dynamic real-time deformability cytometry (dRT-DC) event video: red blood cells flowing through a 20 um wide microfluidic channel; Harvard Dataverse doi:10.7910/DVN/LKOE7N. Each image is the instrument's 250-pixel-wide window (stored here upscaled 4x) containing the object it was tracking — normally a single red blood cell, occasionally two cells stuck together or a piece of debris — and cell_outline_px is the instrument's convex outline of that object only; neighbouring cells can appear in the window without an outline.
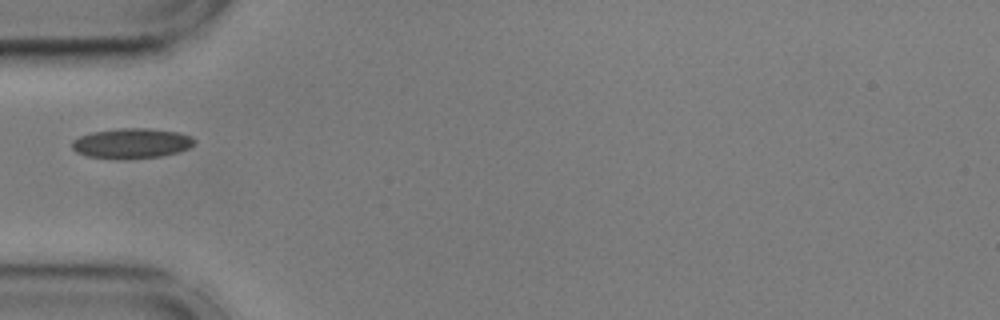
{"species": "common noctule bat (a hibernating species)", "species_latin": "Nyctalus noctula", "temperature_condition": "cold", "stored_images_in_passage": 39, "camera_frame_rate_fps": 3000, "um_per_image_px": 0.085, "animal": {"sex": "male", "body_mass_g": 17.9, "forearm_length_mm": 54.2}, "frame": {"image": 1, "passage_image": 1, "time_ms": 0.0, "image_size_px": [1000, 320], "cell_outline_px": [[196, 140], [188, 148], [176, 152], [160, 156], [116, 160], [88, 156], [76, 152], [72, 148], [72, 140], [80, 136], [92, 132], [120, 128], [148, 128], [176, 132], [192, 136]], "centroid_in_image_um": [11.15, 12.19], "position_along_channel_um": 73.9, "area_um2": 21.44}}
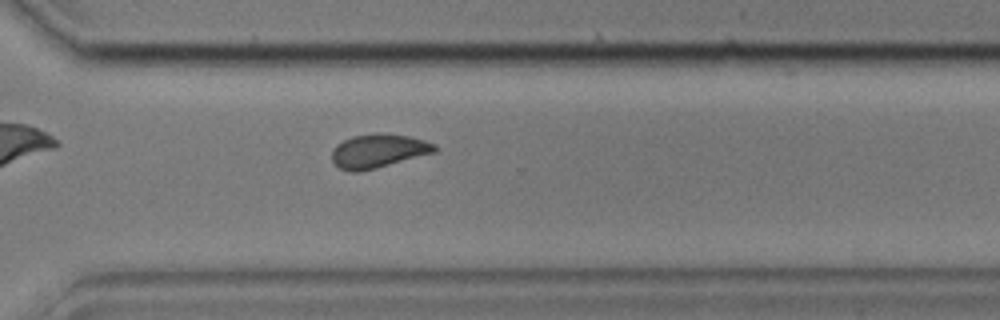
{"frame": {"image": 2, "passage_image": 23, "time_ms": 7.333, "image_size_px": [1000, 320], "cell_outline_px": [[436, 152], [376, 168], [356, 172], [352, 172], [340, 168], [332, 160], [332, 152], [336, 144], [352, 136], [380, 132], [408, 136], [424, 140], [436, 144]], "centroid_in_image_um": [32.16, 12.82], "position_along_channel_um": 338.4, "area_um2": 20.17}}
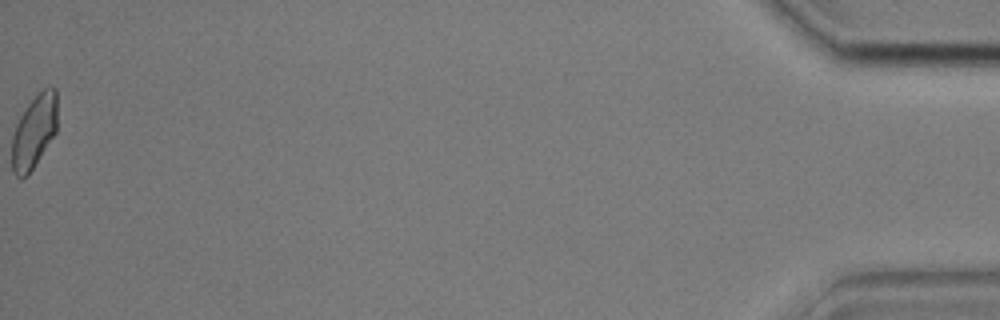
{"frame": {"image": 3, "passage_image": 39, "time_ms": 12.667, "image_size_px": [1000, 320], "cell_outline_px": [[56, 132], [28, 176], [20, 180], [12, 172], [12, 136], [16, 124], [20, 116], [28, 104], [48, 84], [56, 88]], "centroid_in_image_um": [2.88, 11.21], "position_along_channel_um": 432.3, "area_um2": 19.48}}